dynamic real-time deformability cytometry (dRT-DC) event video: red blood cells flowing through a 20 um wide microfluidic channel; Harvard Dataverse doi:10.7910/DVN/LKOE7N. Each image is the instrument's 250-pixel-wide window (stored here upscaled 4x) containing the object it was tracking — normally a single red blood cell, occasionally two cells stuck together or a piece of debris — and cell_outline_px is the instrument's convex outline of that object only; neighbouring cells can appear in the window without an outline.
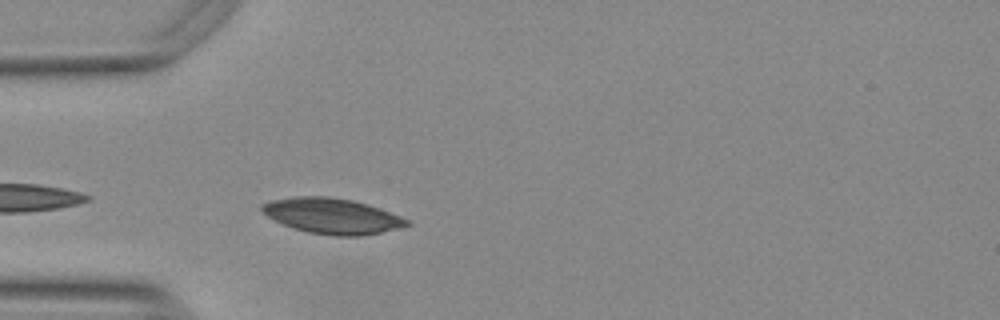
{"species": "Egyptian fruit bat (a non-hibernating species)", "species_latin": "Rousettus aegyptiacus", "temperature_condition": "warm", "stored_images_in_passage": 9, "camera_frame_rate_fps": 3000, "um_per_image_px": 0.085, "animal": {"sex": "female"}, "frame": {"image": 1, "passage_image": 2, "time_ms": 0.333, "image_size_px": [1000, 320], "cell_outline_px": [[412, 224], [364, 236], [332, 236], [308, 232], [292, 228], [268, 216], [260, 208], [260, 204], [272, 200], [296, 196], [328, 196], [352, 200], [368, 204], [400, 216], [408, 220]], "centroid_in_image_um": [28.22, 18.35], "position_along_channel_um": 56.8, "area_um2": 29.82}}
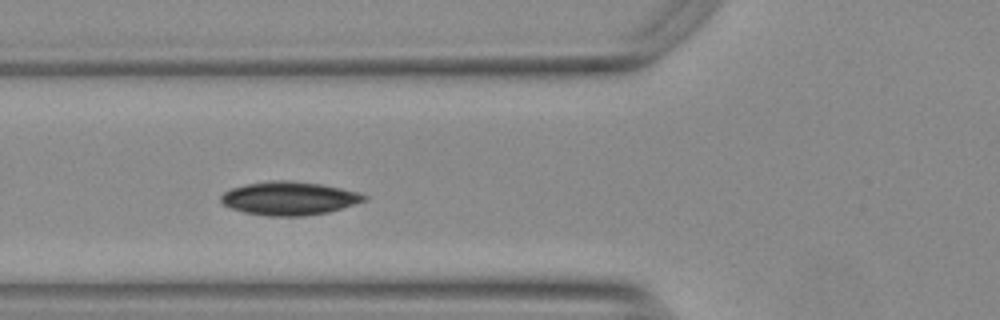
{"frame": {"image": 2, "passage_image": 6, "time_ms": 1.667, "image_size_px": [1000, 320], "cell_outline_px": [[368, 200], [328, 212], [304, 216], [264, 216], [244, 212], [232, 208], [224, 204], [220, 200], [220, 196], [224, 192], [232, 188], [244, 184], [272, 180], [288, 180], [320, 184], [340, 188], [356, 192], [368, 196]], "centroid_in_image_um": [24.57, 16.86], "position_along_channel_um": 101.2, "area_um2": 27.86}}
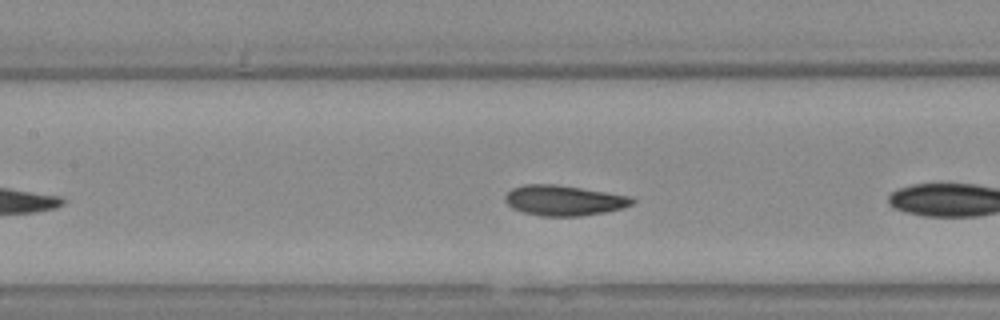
{"frame": {"image": 3, "passage_image": 8, "time_ms": 2.333, "image_size_px": [1000, 320], "cell_outline_px": [[636, 200], [632, 204], [624, 208], [604, 212], [580, 216], [540, 216], [524, 212], [512, 208], [504, 200], [504, 196], [512, 188], [524, 184], [556, 184], [628, 196]], "centroid_in_image_um": [47.89, 17.04], "position_along_channel_um": 159.5, "area_um2": 22.31}}